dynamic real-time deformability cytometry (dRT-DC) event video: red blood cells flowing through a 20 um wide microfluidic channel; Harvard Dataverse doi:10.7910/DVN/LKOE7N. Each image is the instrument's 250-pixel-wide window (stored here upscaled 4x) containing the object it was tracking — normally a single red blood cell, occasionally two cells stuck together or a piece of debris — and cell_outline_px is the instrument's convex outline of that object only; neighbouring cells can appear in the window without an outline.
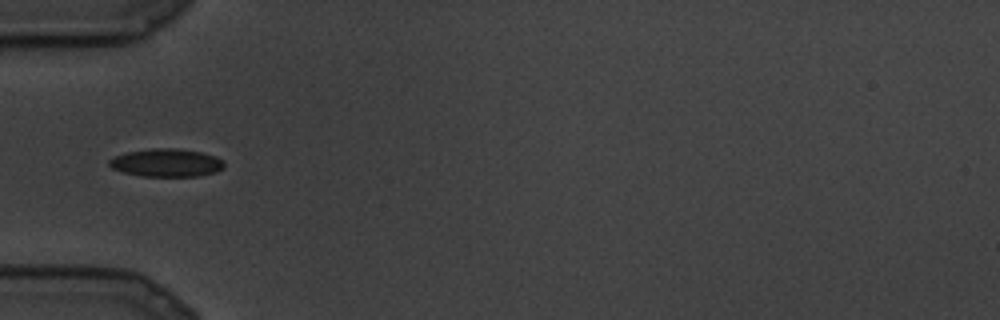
{"species": "common noctule bat (a hibernating species)", "species_latin": "Nyctalus noctula", "temperature_condition": "cold", "stored_images_in_passage": 17, "camera_frame_rate_fps": 3000, "um_per_image_px": 0.085, "animal": {"sex": "male", "body_mass_g": 19.5, "forearm_length_mm": 54.6}, "frame": {"image": 1, "passage_image": 1, "time_ms": 0.0, "image_size_px": [1000, 320], "cell_outline_px": [[224, 168], [216, 172], [200, 176], [140, 176], [124, 172], [112, 168], [108, 164], [108, 160], [112, 156], [128, 152], [152, 148], [176, 148], [200, 152], [216, 156], [224, 160]], "centroid_in_image_um": [14.15, 13.83], "position_along_channel_um": 70.8, "area_um2": 18.9}}
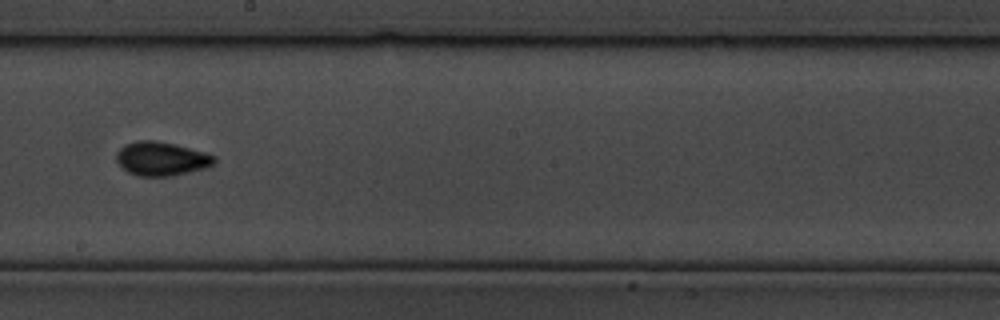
{"frame": {"image": 2, "passage_image": 7, "time_ms": 2.0, "image_size_px": [1000, 320], "cell_outline_px": [[216, 164], [204, 168], [172, 176], [136, 176], [128, 172], [116, 160], [116, 152], [124, 144], [136, 140], [156, 140], [204, 152], [216, 156]], "centroid_in_image_um": [13.71, 13.49], "position_along_channel_um": 234.5, "area_um2": 19.31}}
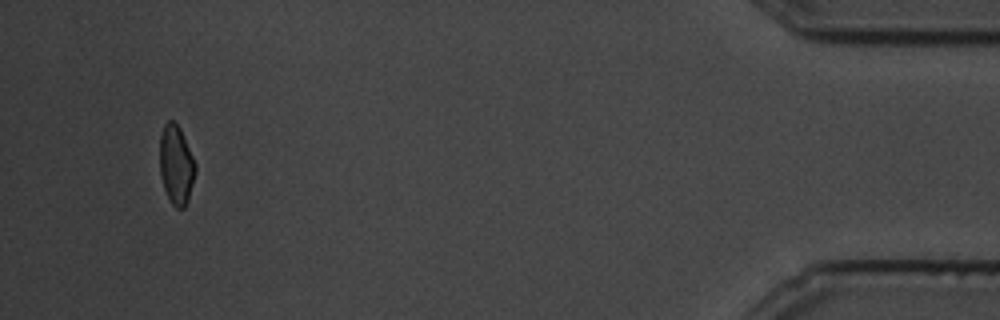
{"frame": {"image": 3, "passage_image": 17, "time_ms": 5.333, "image_size_px": [1000, 320], "cell_outline_px": [[196, 172], [188, 200], [184, 208], [176, 208], [172, 204], [164, 188], [160, 172], [160, 136], [164, 124], [168, 120], [172, 120], [180, 128], [196, 164]], "centroid_in_image_um": [14.98, 14.01], "position_along_channel_um": 420.2, "area_um2": 16.36}}